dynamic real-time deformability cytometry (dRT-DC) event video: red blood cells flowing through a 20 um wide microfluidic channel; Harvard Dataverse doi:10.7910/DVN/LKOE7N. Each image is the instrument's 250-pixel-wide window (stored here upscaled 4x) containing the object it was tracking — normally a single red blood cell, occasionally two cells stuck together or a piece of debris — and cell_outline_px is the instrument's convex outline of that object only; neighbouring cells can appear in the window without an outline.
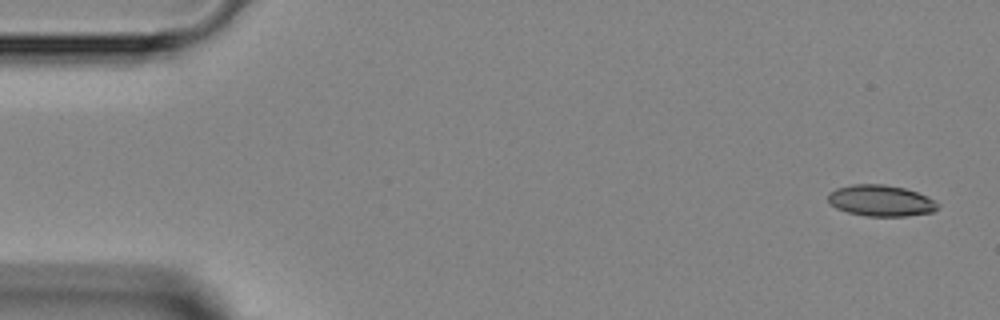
{"species": "Egyptian fruit bat (a non-hibernating species)", "species_latin": "Rousettus aegyptiacus", "temperature_condition": "room temperature", "stored_images_in_passage": 4, "camera_frame_rate_fps": 3000, "um_per_image_px": 0.085, "animal": {"sex": "female"}, "frame": {"image": 1, "passage_image": 1, "time_ms": 0.0, "image_size_px": [1000, 320], "cell_outline_px": [[940, 208], [932, 212], [908, 216], [864, 216], [848, 212], [836, 208], [828, 200], [828, 192], [836, 188], [852, 184], [884, 184], [904, 188], [928, 196], [940, 204]], "centroid_in_image_um": [74.89, 17.05], "position_along_channel_um": 10.1, "area_um2": 20.11}}
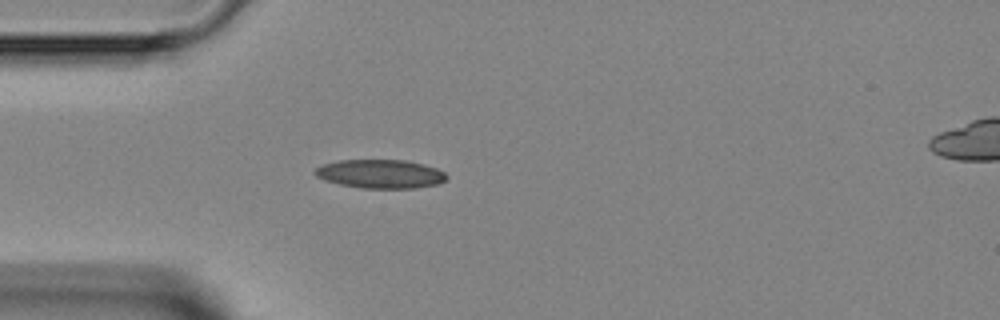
{"frame": {"image": 2, "passage_image": 4, "time_ms": 3.667, "image_size_px": [1000, 320], "cell_outline_px": [[448, 176], [444, 180], [436, 184], [416, 188], [360, 188], [340, 184], [324, 180], [316, 176], [312, 172], [316, 168], [324, 164], [340, 160], [408, 160], [424, 164], [436, 168], [444, 172]], "centroid_in_image_um": [32.32, 14.78], "position_along_channel_um": 52.7, "area_um2": 22.02}}